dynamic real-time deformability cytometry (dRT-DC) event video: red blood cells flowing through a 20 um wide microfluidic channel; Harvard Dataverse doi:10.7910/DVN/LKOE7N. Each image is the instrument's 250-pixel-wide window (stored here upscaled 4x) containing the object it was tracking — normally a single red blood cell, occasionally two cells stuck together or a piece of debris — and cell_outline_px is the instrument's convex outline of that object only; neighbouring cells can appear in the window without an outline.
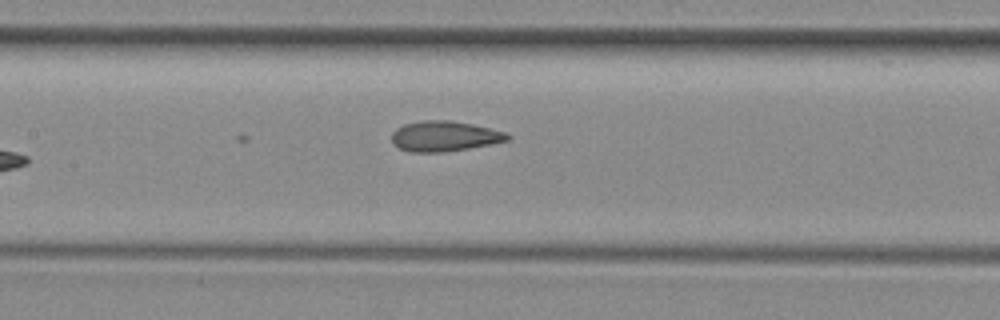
{"species": "common noctule bat (a hibernating species)", "species_latin": "Nyctalus noctula", "temperature_condition": "room temperature", "stored_images_in_passage": 4, "camera_frame_rate_fps": 3000, "um_per_image_px": 0.085, "animal": {"sex": "female", "body_mass_g": 29.2, "forearm_length_mm": 56.3}, "frame": {"image": 1, "passage_image": 4, "time_ms": 3.333, "image_size_px": [1000, 320], "cell_outline_px": [[512, 136], [508, 140], [468, 148], [440, 152], [408, 152], [392, 144], [392, 132], [396, 128], [404, 124], [424, 120], [448, 120], [472, 124], [504, 132]], "centroid_in_image_um": [37.72, 11.57], "position_along_channel_um": 169.7, "area_um2": 20.23}}